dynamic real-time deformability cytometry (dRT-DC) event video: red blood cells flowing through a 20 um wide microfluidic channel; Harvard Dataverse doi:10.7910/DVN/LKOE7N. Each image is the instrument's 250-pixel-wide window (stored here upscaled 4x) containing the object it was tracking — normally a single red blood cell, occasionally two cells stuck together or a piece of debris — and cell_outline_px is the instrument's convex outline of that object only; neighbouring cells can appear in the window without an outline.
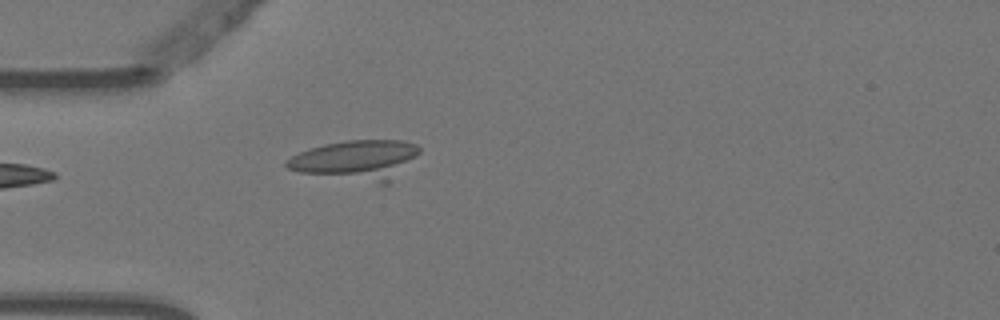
{"species": "Egyptian fruit bat (a non-hibernating species)", "species_latin": "Rousettus aegyptiacus", "temperature_condition": "warm", "stored_images_in_passage": 6, "camera_frame_rate_fps": 3000, "um_per_image_px": 0.085, "animal": {"sex": "female"}, "frame": {"image": 1, "passage_image": 5, "time_ms": 1.333, "image_size_px": [1000, 320], "cell_outline_px": [[420, 152], [388, 184], [380, 184], [300, 172], [288, 168], [284, 164], [284, 160], [300, 152], [324, 144], [348, 140], [404, 140], [416, 144], [420, 148]], "centroid_in_image_um": [30.3, 13.59], "position_along_channel_um": 54.7, "area_um2": 30.4}}